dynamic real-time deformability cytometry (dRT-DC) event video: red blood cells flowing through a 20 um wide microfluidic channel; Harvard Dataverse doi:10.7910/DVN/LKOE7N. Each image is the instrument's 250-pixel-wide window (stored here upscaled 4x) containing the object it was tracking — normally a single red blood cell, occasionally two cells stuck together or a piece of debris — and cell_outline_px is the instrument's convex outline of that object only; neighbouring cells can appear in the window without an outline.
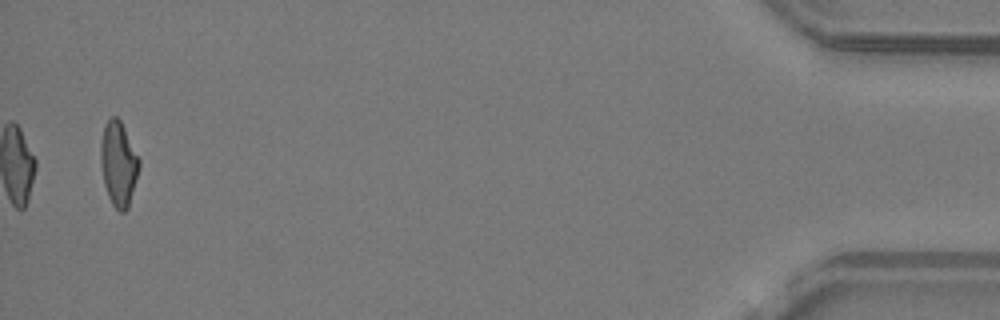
{"species": "common noctule bat (a hibernating species)", "species_latin": "Nyctalus noctula", "temperature_condition": "warm", "stored_images_in_passage": 34, "camera_frame_rate_fps": 3000, "um_per_image_px": 0.085, "animal": {"sex": "male", "body_mass_g": 19.2, "forearm_length_mm": 51.8}, "frame": {"image": 1, "passage_image": 34, "time_ms": 11.0, "image_size_px": [1000, 320], "cell_outline_px": [[140, 168], [128, 208], [124, 212], [120, 212], [112, 204], [108, 196], [104, 184], [100, 164], [100, 144], [104, 124], [112, 116], [116, 116], [120, 120], [140, 160]], "centroid_in_image_um": [10.06, 13.93], "position_along_channel_um": 425.1, "area_um2": 19.02}, "authors_computed_cell_mechanics": {"area_um2": 19.074, "velocity_mm_per_s": 4.2485, "shape_relaxation_time_tau1_ms": null, "shape_relaxation_time_tau2_ms": 1.7941, "deformation_change_tau1": null, "deformation_change_tau2": 0.1069}}